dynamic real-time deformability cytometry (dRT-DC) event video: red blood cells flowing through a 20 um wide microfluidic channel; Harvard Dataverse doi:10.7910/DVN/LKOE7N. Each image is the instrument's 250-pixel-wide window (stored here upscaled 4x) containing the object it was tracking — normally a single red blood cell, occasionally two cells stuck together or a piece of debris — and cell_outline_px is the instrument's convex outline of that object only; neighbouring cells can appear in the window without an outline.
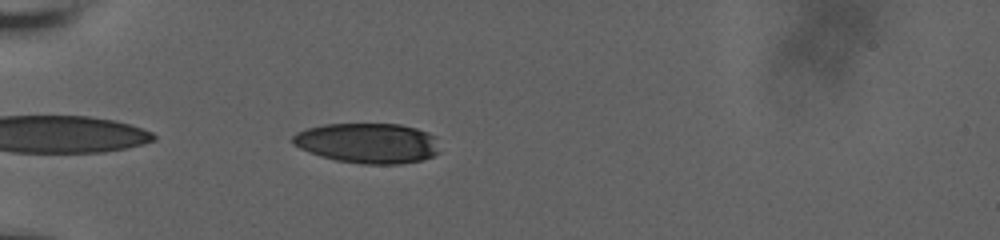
{"species": "human", "species_latin": "Homo sapiens", "temperature_condition": "room temperature", "stored_images_in_passage": 39, "camera_frame_rate_fps": 3000, "um_per_image_px": 0.085, "donor": {"sex": "male"}, "frame": {"image": 1, "passage_image": 2, "time_ms": 0.333, "image_size_px": [1000, 240], "cell_outline_px": [[440, 152], [432, 156], [420, 160], [400, 164], [364, 164], [336, 160], [320, 156], [308, 152], [292, 144], [292, 136], [296, 132], [308, 128], [324, 124], [400, 124], [416, 128], [428, 132], [436, 136]], "centroid_in_image_um": [31.27, 12.16], "position_along_channel_um": 53.7, "area_um2": 34.62}}
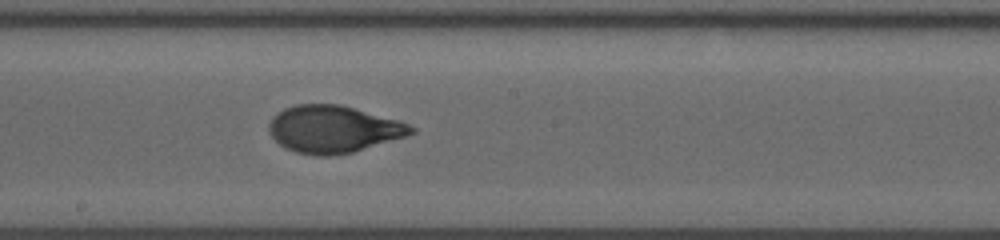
{"frame": {"image": 2, "passage_image": 17, "time_ms": 5.333, "image_size_px": [1000, 240], "cell_outline_px": [[416, 132], [404, 136], [352, 152], [332, 156], [316, 156], [296, 152], [280, 144], [272, 136], [268, 128], [268, 124], [284, 108], [296, 104], [340, 104], [396, 120], [408, 124], [416, 128]], "centroid_in_image_um": [28.32, 10.98], "position_along_channel_um": 219.9, "area_um2": 38.44}}
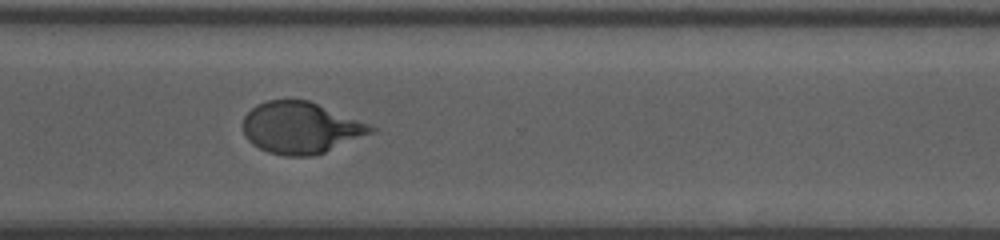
{"frame": {"image": 3, "passage_image": 28, "time_ms": 8.667, "image_size_px": [1000, 240], "cell_outline_px": [[376, 132], [324, 152], [312, 156], [284, 156], [268, 152], [252, 144], [244, 136], [244, 116], [256, 104], [268, 100], [308, 100], [368, 124], [376, 128]], "centroid_in_image_um": [25.55, 10.87], "position_along_channel_um": 345.1, "area_um2": 38.15}, "authors_computed_cell_mechanics": {"area_um2": 38.437, "velocity_mm_per_s": 3.7661, "shape_relaxation_time_tau1_ms": 4.4688, "shape_relaxation_time_tau2_ms": 0.8116, "deformation_change_tau1": 0.2253, "deformation_change_tau2": 0.0604}}